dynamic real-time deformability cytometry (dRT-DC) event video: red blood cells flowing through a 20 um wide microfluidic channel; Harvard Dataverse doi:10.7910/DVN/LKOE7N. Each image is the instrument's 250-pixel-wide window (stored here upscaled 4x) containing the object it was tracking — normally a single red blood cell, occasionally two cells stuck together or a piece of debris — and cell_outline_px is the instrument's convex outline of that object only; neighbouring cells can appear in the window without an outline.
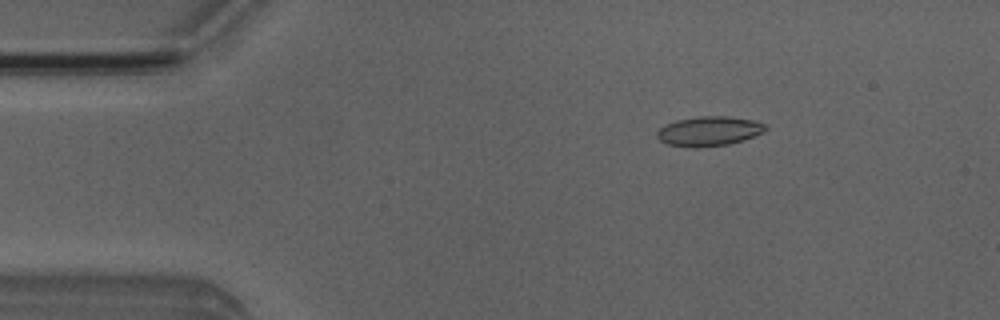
{"species": "Egyptian fruit bat (a non-hibernating species)", "species_latin": "Rousettus aegyptiacus", "temperature_condition": "room temperature", "stored_images_in_passage": 5, "camera_frame_rate_fps": 3000, "um_per_image_px": 0.085, "animal": {"sex": "male"}, "frame": {"image": 1, "passage_image": 3, "time_ms": 2.333, "image_size_px": [1000, 320], "cell_outline_px": [[768, 128], [764, 132], [744, 140], [728, 144], [668, 144], [660, 140], [656, 136], [656, 132], [664, 124], [676, 120], [700, 116], [728, 116], [752, 120], [764, 124]], "centroid_in_image_um": [60.3, 11.09], "position_along_channel_um": 24.7, "area_um2": 17.86}}